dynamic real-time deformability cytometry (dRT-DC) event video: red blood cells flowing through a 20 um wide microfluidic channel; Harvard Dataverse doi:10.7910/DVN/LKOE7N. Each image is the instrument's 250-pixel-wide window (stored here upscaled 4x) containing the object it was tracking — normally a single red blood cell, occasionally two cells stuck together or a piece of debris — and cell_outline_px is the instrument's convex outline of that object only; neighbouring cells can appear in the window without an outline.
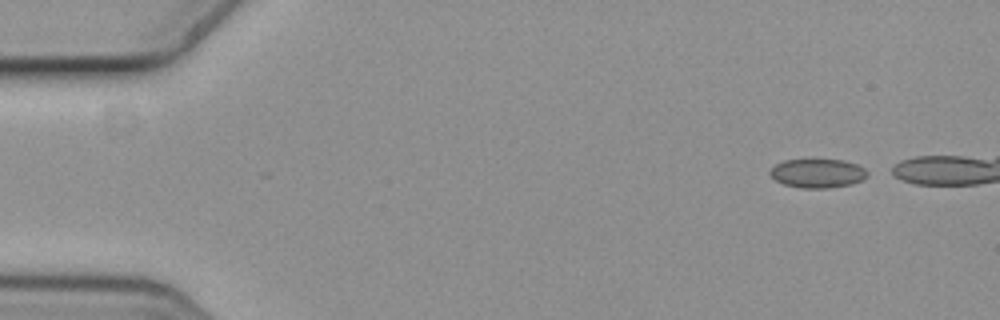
{"species": "common noctule bat (a hibernating species)", "species_latin": "Nyctalus noctula", "temperature_condition": "cold", "stored_images_in_passage": 3, "camera_frame_rate_fps": 3000, "um_per_image_px": 0.085, "animal": {"sex": "female", "body_mass_g": 19.3, "forearm_length_mm": 54.1}, "frame": {"image": 1, "passage_image": 1, "time_ms": 0.0, "image_size_px": [1000, 320], "cell_outline_px": [[868, 176], [860, 180], [848, 184], [824, 188], [804, 188], [784, 184], [776, 180], [768, 172], [776, 164], [784, 160], [844, 160], [856, 164], [864, 168], [868, 172]], "centroid_in_image_um": [69.49, 14.72], "position_along_channel_um": 15.5, "area_um2": 16.07}}